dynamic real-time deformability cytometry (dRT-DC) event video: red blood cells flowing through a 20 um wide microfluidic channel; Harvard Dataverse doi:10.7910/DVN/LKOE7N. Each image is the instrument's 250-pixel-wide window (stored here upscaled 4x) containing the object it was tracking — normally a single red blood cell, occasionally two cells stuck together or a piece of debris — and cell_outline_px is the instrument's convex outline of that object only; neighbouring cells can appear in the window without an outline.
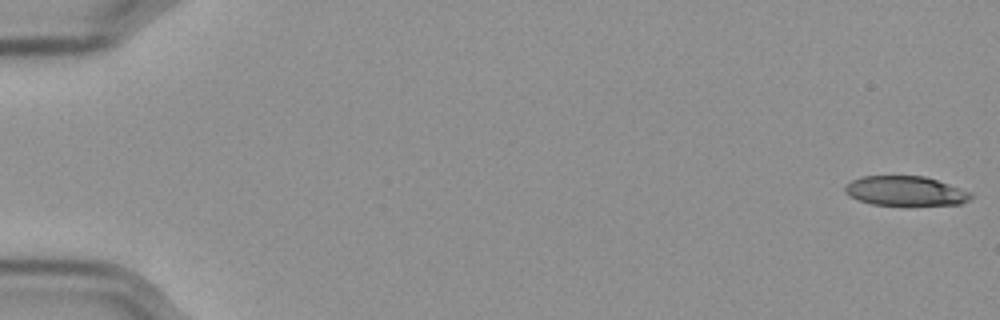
{"species": "Egyptian fruit bat (a non-hibernating species)", "species_latin": "Rousettus aegyptiacus", "temperature_condition": "cold", "stored_images_in_passage": 53, "camera_frame_rate_fps": 3000, "um_per_image_px": 0.085, "frame": {"image": 1, "passage_image": 1, "time_ms": 0.0, "image_size_px": [1000, 320], "cell_outline_px": [[972, 196], [968, 200], [960, 204], [872, 204], [860, 200], [844, 192], [844, 188], [852, 180], [860, 176], [924, 176], [972, 192]], "centroid_in_image_um": [76.96, 16.21], "position_along_channel_um": 8.0, "area_um2": 21.15}}
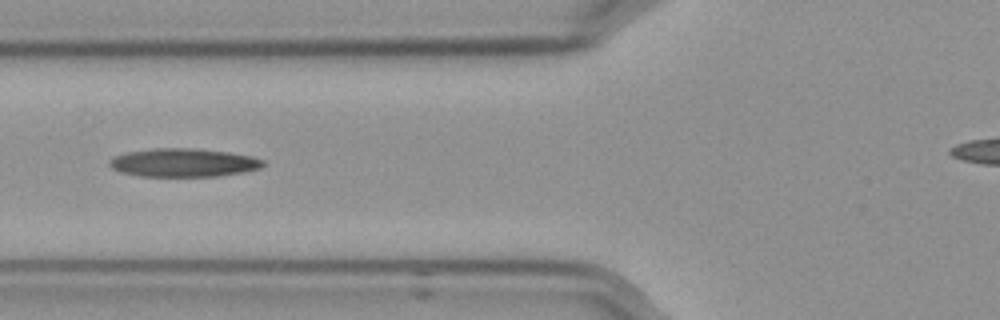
{"frame": {"image": 2, "passage_image": 23, "time_ms": 7.333, "image_size_px": [1000, 320], "cell_outline_px": [[264, 164], [260, 168], [244, 172], [216, 176], [140, 176], [120, 172], [112, 168], [108, 164], [108, 160], [116, 156], [128, 152], [152, 148], [196, 148], [228, 152], [252, 156], [264, 160]], "centroid_in_image_um": [15.59, 13.82], "position_along_channel_um": 110.2, "area_um2": 25.43}}
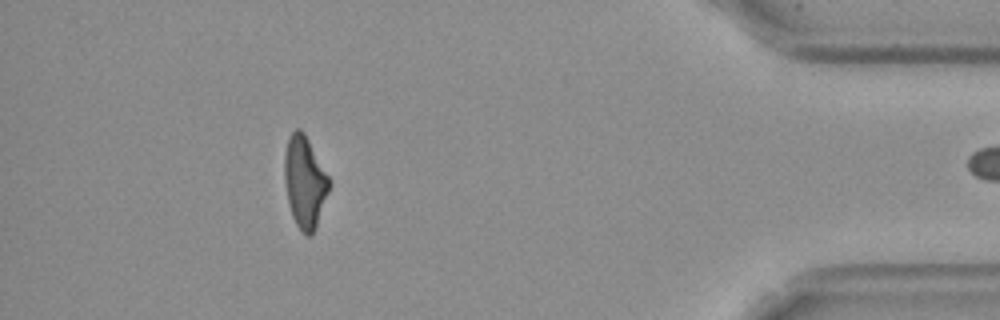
{"frame": {"image": 3, "passage_image": 52, "time_ms": 17.0, "image_size_px": [1000, 320], "cell_outline_px": [[332, 184], [316, 228], [308, 236], [304, 236], [296, 224], [292, 216], [288, 200], [284, 180], [284, 156], [288, 136], [296, 128], [300, 128], [304, 132], [328, 176]], "centroid_in_image_um": [25.9, 15.48], "position_along_channel_um": 409.3, "area_um2": 23.99}}